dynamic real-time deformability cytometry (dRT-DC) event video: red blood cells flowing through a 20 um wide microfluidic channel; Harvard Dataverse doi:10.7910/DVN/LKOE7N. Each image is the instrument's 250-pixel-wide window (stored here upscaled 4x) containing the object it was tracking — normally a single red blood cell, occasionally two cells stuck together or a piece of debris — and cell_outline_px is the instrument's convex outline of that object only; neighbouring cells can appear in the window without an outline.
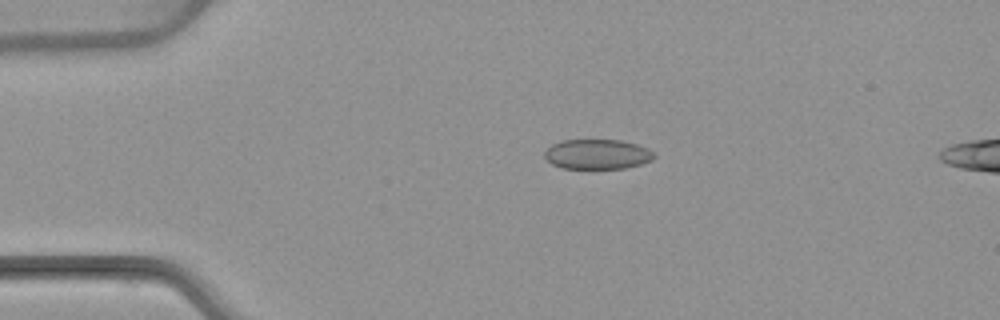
{"species": "common noctule bat (a hibernating species)", "species_latin": "Nyctalus noctula", "temperature_condition": "warm", "stored_images_in_passage": 2, "camera_frame_rate_fps": 3000, "um_per_image_px": 0.085, "animal": {"sex": "female", "body_mass_g": 22.7, "forearm_length_mm": 54.2}, "frame": {"image": 1, "passage_image": 1, "time_ms": 0.0, "image_size_px": [1000, 320], "cell_outline_px": [[656, 156], [652, 160], [640, 164], [624, 168], [560, 168], [552, 164], [544, 156], [544, 152], [552, 144], [560, 140], [620, 140], [636, 144], [648, 148]], "centroid_in_image_um": [50.76, 13.1], "position_along_channel_um": 34.2, "area_um2": 19.02}}